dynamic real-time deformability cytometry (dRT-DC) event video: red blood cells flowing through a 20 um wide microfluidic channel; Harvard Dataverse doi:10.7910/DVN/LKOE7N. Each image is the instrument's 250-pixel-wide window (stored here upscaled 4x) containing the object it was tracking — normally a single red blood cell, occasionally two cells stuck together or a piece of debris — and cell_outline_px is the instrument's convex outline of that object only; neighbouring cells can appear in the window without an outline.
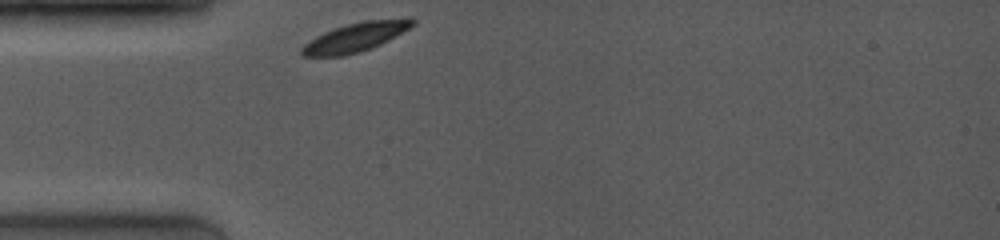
{"species": "common noctule bat (a hibernating species)", "species_latin": "Nyctalus noctula", "temperature_condition": "room temperature", "stored_images_in_passage": 16, "camera_frame_rate_fps": 4000, "um_per_image_px": 0.085, "animal": {"sex": "female", "body_mass_g": 19.0, "forearm_length_mm": 53.3}, "frame": {"image": 1, "passage_image": 1, "time_ms": 0.0, "image_size_px": [1000, 240], "cell_outline_px": [[416, 24], [388, 40], [372, 48], [360, 52], [344, 56], [304, 56], [300, 52], [300, 48], [304, 44], [316, 36], [324, 32], [348, 24], [364, 20], [416, 20]], "centroid_in_image_um": [30.14, 3.2], "position_along_channel_um": 54.9, "area_um2": 18.21}}